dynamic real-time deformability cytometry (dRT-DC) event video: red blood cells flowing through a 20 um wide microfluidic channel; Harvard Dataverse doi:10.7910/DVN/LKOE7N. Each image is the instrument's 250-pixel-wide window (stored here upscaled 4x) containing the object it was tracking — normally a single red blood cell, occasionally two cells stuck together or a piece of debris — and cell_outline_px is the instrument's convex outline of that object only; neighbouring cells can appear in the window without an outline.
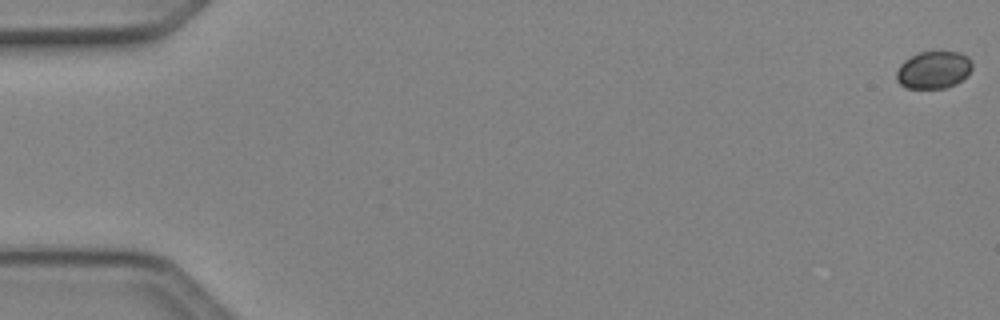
{"species": "Egyptian fruit bat (a non-hibernating species)", "species_latin": "Rousettus aegyptiacus", "temperature_condition": "cold", "stored_images_in_passage": 17, "camera_frame_rate_fps": 3000, "um_per_image_px": 0.085, "animal": {"sex": "female"}, "frame": {"image": 1, "passage_image": 1, "time_ms": 0.0, "image_size_px": [1000, 320], "cell_outline_px": [[972, 68], [968, 76], [956, 84], [944, 88], [904, 88], [896, 80], [896, 72], [900, 64], [904, 60], [916, 52], [936, 48], [960, 52], [968, 56], [972, 60]], "centroid_in_image_um": [79.37, 5.88], "position_along_channel_um": 5.6, "area_um2": 17.46}}
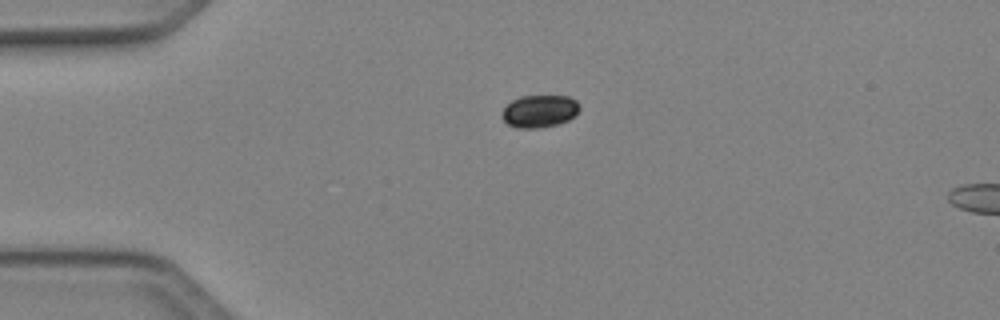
{"frame": {"image": 2, "passage_image": 13, "time_ms": 4.0, "image_size_px": [1000, 320], "cell_outline_px": [[580, 108], [576, 116], [560, 124], [540, 128], [516, 128], [508, 124], [504, 120], [504, 108], [512, 100], [520, 96], [568, 96], [576, 100], [580, 104]], "centroid_in_image_um": [45.92, 9.45], "position_along_channel_um": 39.1, "area_um2": 14.74}}